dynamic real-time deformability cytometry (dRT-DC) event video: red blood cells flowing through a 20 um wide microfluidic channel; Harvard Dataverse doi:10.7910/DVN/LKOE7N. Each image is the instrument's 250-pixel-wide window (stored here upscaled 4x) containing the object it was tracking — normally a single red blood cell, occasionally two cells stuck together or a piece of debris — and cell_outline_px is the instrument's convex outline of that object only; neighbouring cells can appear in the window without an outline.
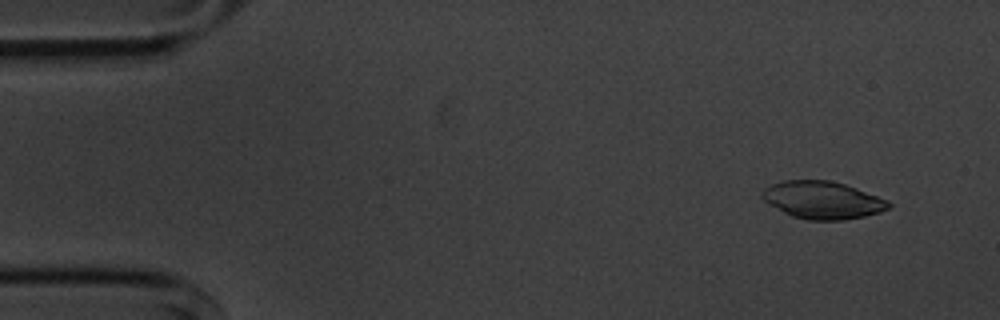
{"species": "common noctule bat (a hibernating species)", "species_latin": "Nyctalus noctula", "temperature_condition": "cold", "stored_images_in_passage": 4, "camera_frame_rate_fps": 3000, "um_per_image_px": 0.085, "animal": {"sex": "male", "body_mass_g": 20.1, "forearm_length_mm": 53.5}, "frame": {"image": 1, "passage_image": 1, "time_ms": 0.0, "image_size_px": [1000, 320], "cell_outline_px": [[892, 204], [888, 208], [880, 212], [864, 216], [844, 220], [808, 220], [792, 216], [784, 212], [764, 200], [760, 196], [760, 192], [764, 188], [772, 184], [784, 180], [828, 180], [844, 184], [856, 188], [876, 196]], "centroid_in_image_um": [69.88, 17.0], "position_along_channel_um": 15.1, "area_um2": 27.34}}